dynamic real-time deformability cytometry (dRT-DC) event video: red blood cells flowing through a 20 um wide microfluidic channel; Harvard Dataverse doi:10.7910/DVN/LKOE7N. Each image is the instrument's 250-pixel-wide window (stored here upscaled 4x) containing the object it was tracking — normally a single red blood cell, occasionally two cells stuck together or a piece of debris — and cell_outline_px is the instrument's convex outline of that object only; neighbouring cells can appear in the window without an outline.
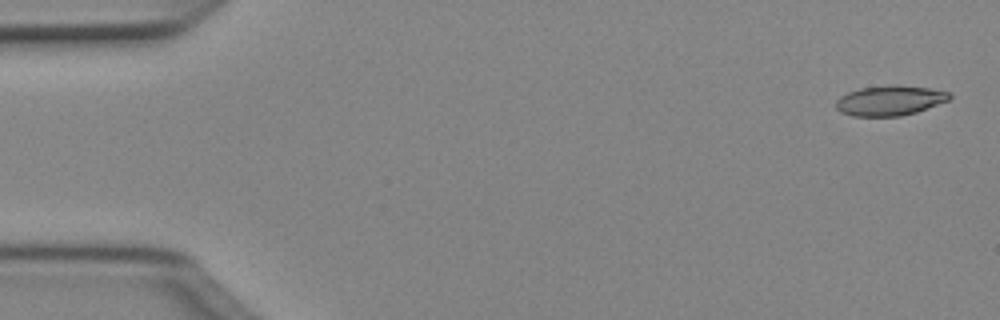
{"species": "Egyptian fruit bat (a non-hibernating species)", "species_latin": "Rousettus aegyptiacus", "temperature_condition": "cold", "stored_images_in_passage": 50, "camera_frame_rate_fps": 3000, "um_per_image_px": 0.085, "animal": {"sex": "female"}, "frame": {"image": 1, "passage_image": 2, "time_ms": 0.333, "image_size_px": [1000, 320], "cell_outline_px": [[952, 96], [948, 100], [916, 112], [900, 116], [852, 116], [840, 112], [836, 108], [836, 100], [840, 96], [848, 92], [860, 88], [928, 88], [948, 92]], "centroid_in_image_um": [75.57, 8.6], "position_along_channel_um": 9.4, "area_um2": 18.79}}
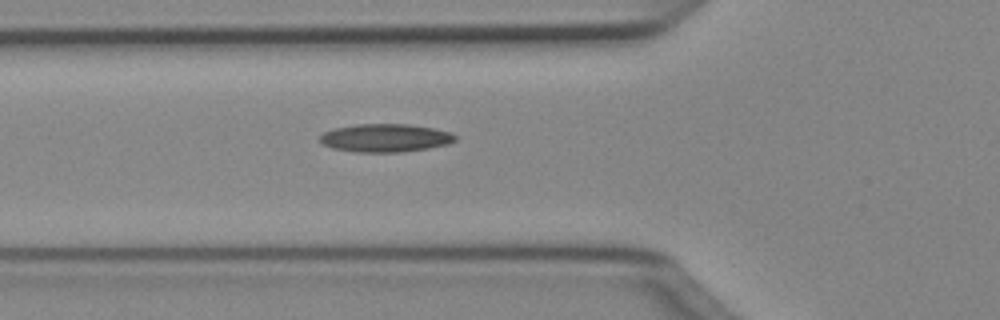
{"frame": {"image": 2, "passage_image": 18, "time_ms": 5.667, "image_size_px": [1000, 320], "cell_outline_px": [[456, 140], [448, 144], [428, 148], [400, 152], [356, 152], [332, 148], [324, 144], [320, 140], [320, 136], [324, 132], [336, 128], [356, 124], [408, 124], [432, 128], [452, 132], [456, 136]], "centroid_in_image_um": [32.77, 11.72], "position_along_channel_um": 93.0, "area_um2": 22.08}}
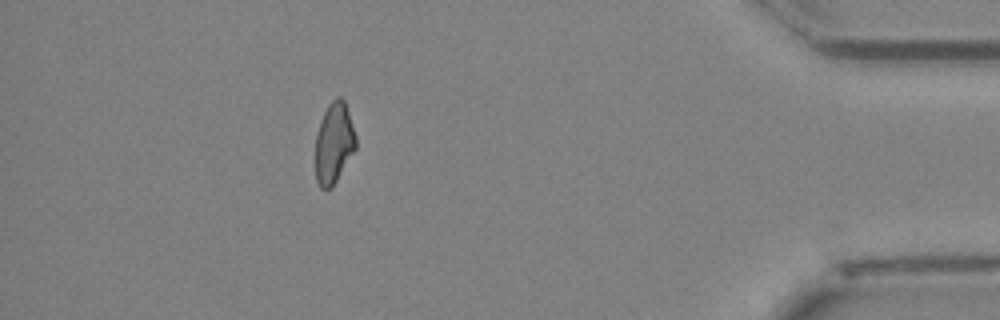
{"frame": {"image": 3, "passage_image": 45, "time_ms": 14.667, "image_size_px": [1000, 320], "cell_outline_px": [[356, 148], [332, 188], [320, 188], [316, 180], [316, 132], [320, 120], [328, 104], [336, 96], [340, 96], [344, 100], [356, 136]], "centroid_in_image_um": [28.38, 12.15], "position_along_channel_um": 406.8, "area_um2": 19.02}, "authors_computed_cell_mechanics": {"area_um2": 20.23, "velocity_mm_per_s": 4.0448, "shape_relaxation_time_tau1_ms": null, "shape_relaxation_time_tau2_ms": 9.4687, "deformation_change_tau1": null, "deformation_change_tau2": 0.2085}}